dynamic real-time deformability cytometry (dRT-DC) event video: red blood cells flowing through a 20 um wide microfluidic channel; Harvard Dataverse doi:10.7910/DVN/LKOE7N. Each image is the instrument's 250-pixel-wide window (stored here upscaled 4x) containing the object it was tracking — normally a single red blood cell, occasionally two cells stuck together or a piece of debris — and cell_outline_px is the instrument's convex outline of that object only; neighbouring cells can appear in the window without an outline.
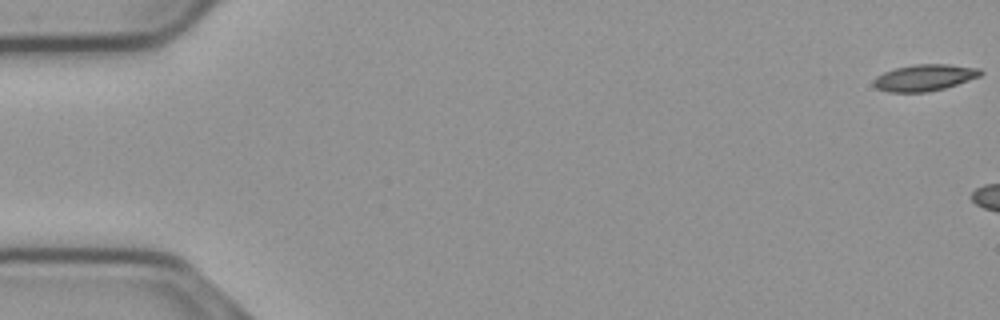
{"species": "common noctule bat (a hibernating species)", "species_latin": "Nyctalus noctula", "temperature_condition": "cold", "stored_images_in_passage": 6, "camera_frame_rate_fps": 3000, "um_per_image_px": 0.085, "animal": {"sex": "male", "body_mass_g": 23.1, "forearm_length_mm": 52.7}, "frame": {"image": 1, "passage_image": 1, "time_ms": 0.0, "image_size_px": [1000, 320], "cell_outline_px": [[984, 72], [980, 76], [944, 88], [928, 92], [888, 92], [876, 88], [872, 84], [872, 80], [876, 76], [884, 72], [896, 68], [912, 64], [948, 64], [980, 68]], "centroid_in_image_um": [78.56, 6.59], "position_along_channel_um": 6.4, "area_um2": 16.59}}